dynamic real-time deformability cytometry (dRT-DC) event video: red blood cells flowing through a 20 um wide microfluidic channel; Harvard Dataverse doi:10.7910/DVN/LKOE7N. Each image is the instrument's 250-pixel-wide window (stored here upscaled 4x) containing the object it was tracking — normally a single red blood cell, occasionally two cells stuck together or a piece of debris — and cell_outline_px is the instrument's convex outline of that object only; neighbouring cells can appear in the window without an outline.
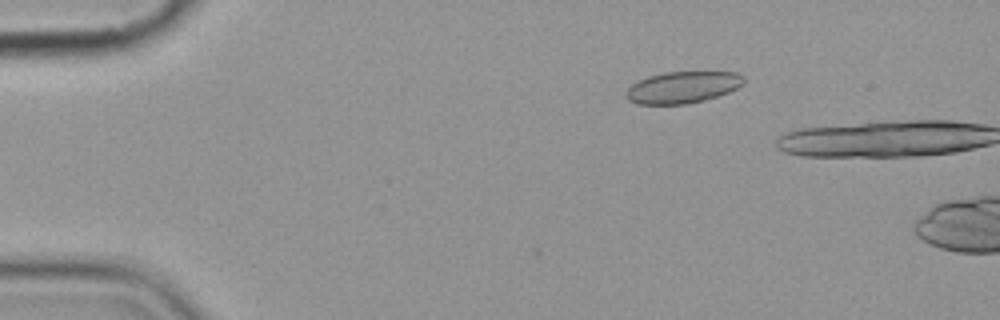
{"species": "common noctule bat (a hibernating species)", "species_latin": "Nyctalus noctula", "temperature_condition": "cold", "stored_images_in_passage": 4, "camera_frame_rate_fps": 3000, "um_per_image_px": 0.085, "animal": {"sex": "female", "body_mass_g": 19.9}, "frame": {"image": 1, "passage_image": 3, "time_ms": 3.0, "image_size_px": [1000, 320], "cell_outline_px": [[744, 84], [728, 92], [704, 100], [688, 104], [636, 104], [628, 100], [624, 96], [628, 88], [632, 84], [648, 76], [664, 72], [736, 72], [744, 76]], "centroid_in_image_um": [58.01, 7.42], "position_along_channel_um": 27.0, "area_um2": 21.73}}